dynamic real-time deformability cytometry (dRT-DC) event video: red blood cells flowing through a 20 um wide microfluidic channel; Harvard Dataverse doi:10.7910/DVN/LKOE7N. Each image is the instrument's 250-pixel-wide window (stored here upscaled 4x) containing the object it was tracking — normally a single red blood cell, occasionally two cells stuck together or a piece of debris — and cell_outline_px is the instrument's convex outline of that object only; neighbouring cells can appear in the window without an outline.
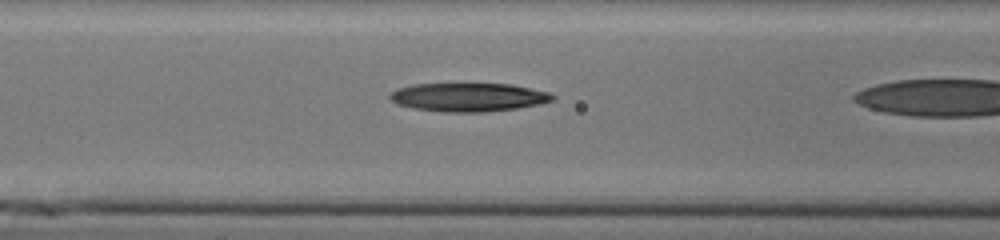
{"species": "human", "species_latin": "Homo sapiens", "temperature_condition": "cold", "stored_images_in_passage": 23, "camera_frame_rate_fps": 3000, "um_per_image_px": 0.085, "donor": {"sex": "male"}, "frame": {"image": 1, "passage_image": 4, "time_ms": 1.0, "image_size_px": [1000, 240], "cell_outline_px": [[556, 100], [540, 104], [516, 108], [484, 112], [444, 112], [412, 108], [396, 104], [388, 96], [392, 92], [400, 88], [412, 84], [512, 84], [548, 92], [556, 96]], "centroid_in_image_um": [39.84, 8.26], "position_along_channel_um": 126.8, "area_um2": 27.05}}
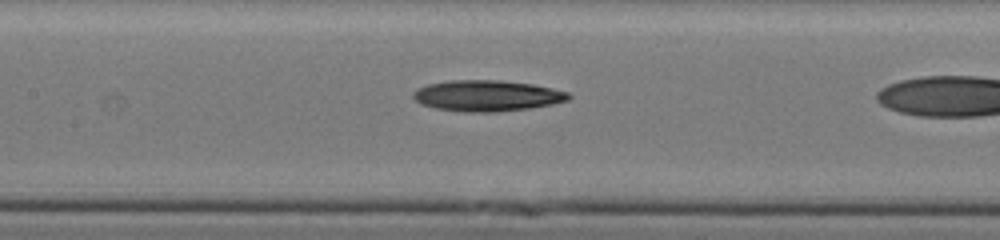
{"frame": {"image": 2, "passage_image": 7, "time_ms": 2.0, "image_size_px": [1000, 240], "cell_outline_px": [[572, 96], [568, 100], [552, 104], [528, 108], [496, 112], [464, 112], [436, 108], [420, 104], [412, 96], [412, 92], [416, 88], [428, 84], [452, 80], [500, 80], [532, 84], [552, 88], [568, 92]], "centroid_in_image_um": [41.38, 8.13], "position_along_channel_um": 166.0, "area_um2": 28.09}}
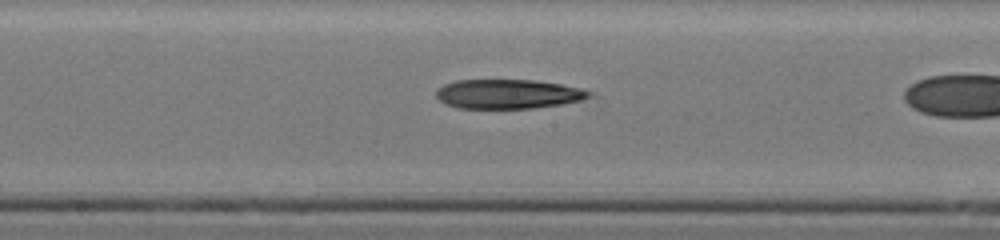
{"frame": {"image": 3, "passage_image": 10, "time_ms": 3.0, "image_size_px": [1000, 240], "cell_outline_px": [[588, 96], [580, 100], [564, 104], [532, 108], [460, 108], [444, 104], [436, 96], [436, 88], [444, 84], [456, 80], [536, 80], [560, 84], [580, 88], [588, 92]], "centroid_in_image_um": [43.11, 7.99], "position_along_channel_um": 205.1, "area_um2": 26.01}}